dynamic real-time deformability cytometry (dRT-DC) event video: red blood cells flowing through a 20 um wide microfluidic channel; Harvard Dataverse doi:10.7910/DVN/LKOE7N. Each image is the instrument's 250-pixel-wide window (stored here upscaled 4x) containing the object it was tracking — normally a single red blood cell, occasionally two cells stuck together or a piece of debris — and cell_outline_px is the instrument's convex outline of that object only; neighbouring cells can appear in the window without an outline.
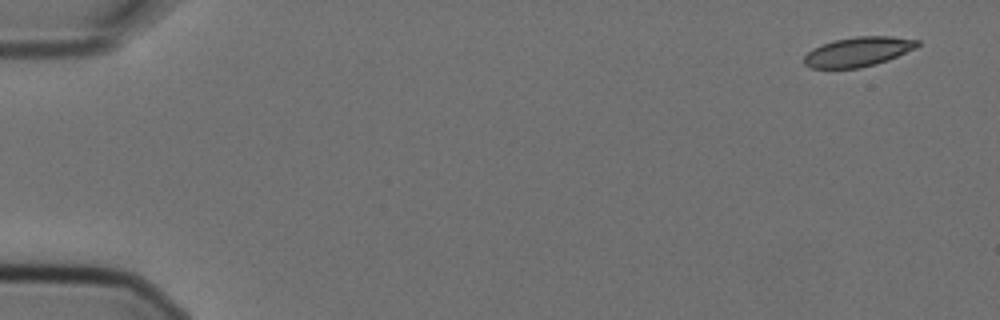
{"species": "Egyptian fruit bat (a non-hibernating species)", "species_latin": "Rousettus aegyptiacus", "temperature_condition": "cold", "stored_images_in_passage": 4, "camera_frame_rate_fps": 3000, "um_per_image_px": 0.085, "animal": {"sex": "female"}, "frame": {"image": 1, "passage_image": 1, "time_ms": 0.0, "image_size_px": [1000, 320], "cell_outline_px": [[920, 44], [916, 48], [888, 60], [876, 64], [860, 68], [808, 68], [804, 64], [804, 56], [812, 48], [820, 44], [836, 40], [856, 36], [892, 36], [920, 40]], "centroid_in_image_um": [72.94, 4.4], "position_along_channel_um": 12.1, "area_um2": 19.65}}
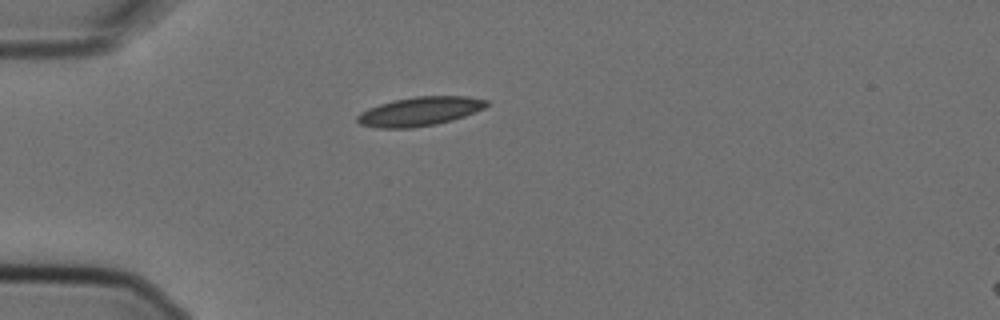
{"frame": {"image": 2, "passage_image": 4, "time_ms": 1.0, "image_size_px": [1000, 320], "cell_outline_px": [[488, 104], [484, 108], [476, 112], [452, 120], [436, 124], [412, 128], [376, 128], [360, 124], [356, 120], [356, 116], [360, 112], [368, 108], [380, 104], [396, 100], [416, 96], [468, 96], [488, 100]], "centroid_in_image_um": [35.68, 9.47], "position_along_channel_um": 49.3, "area_um2": 21.85}}